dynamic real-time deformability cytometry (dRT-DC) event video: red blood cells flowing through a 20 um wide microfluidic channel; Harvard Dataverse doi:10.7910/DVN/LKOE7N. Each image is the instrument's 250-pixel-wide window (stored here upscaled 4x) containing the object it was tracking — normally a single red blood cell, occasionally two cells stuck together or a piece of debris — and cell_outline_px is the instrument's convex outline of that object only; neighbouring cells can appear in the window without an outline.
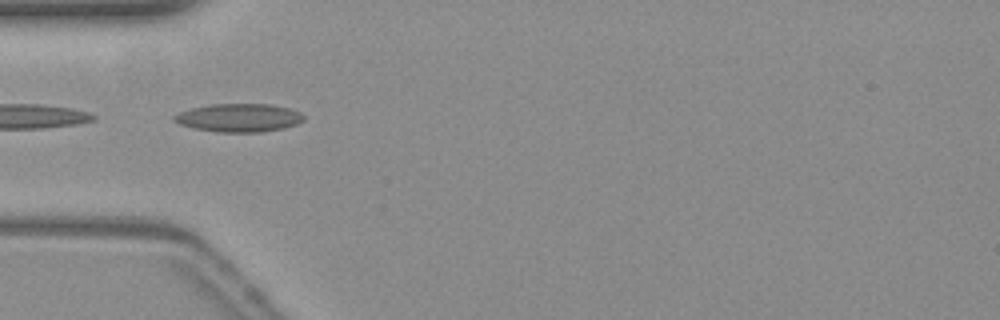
{"species": "common noctule bat (a hibernating species)", "species_latin": "Nyctalus noctula", "temperature_condition": "warm", "stored_images_in_passage": 17, "camera_frame_rate_fps": 3000, "um_per_image_px": 0.085, "animal": {"sex": "female", "body_mass_g": 19.3, "forearm_length_mm": 54.1}, "frame": {"image": 1, "passage_image": 1, "time_ms": 0.0, "image_size_px": [1000, 320], "cell_outline_px": [[304, 120], [296, 124], [280, 128], [260, 132], [220, 132], [192, 128], [180, 124], [172, 120], [172, 116], [180, 112], [192, 108], [212, 104], [272, 104], [288, 108], [300, 112], [304, 116]], "centroid_in_image_um": [20.28, 10.0], "position_along_channel_um": 64.7, "area_um2": 21.21}}